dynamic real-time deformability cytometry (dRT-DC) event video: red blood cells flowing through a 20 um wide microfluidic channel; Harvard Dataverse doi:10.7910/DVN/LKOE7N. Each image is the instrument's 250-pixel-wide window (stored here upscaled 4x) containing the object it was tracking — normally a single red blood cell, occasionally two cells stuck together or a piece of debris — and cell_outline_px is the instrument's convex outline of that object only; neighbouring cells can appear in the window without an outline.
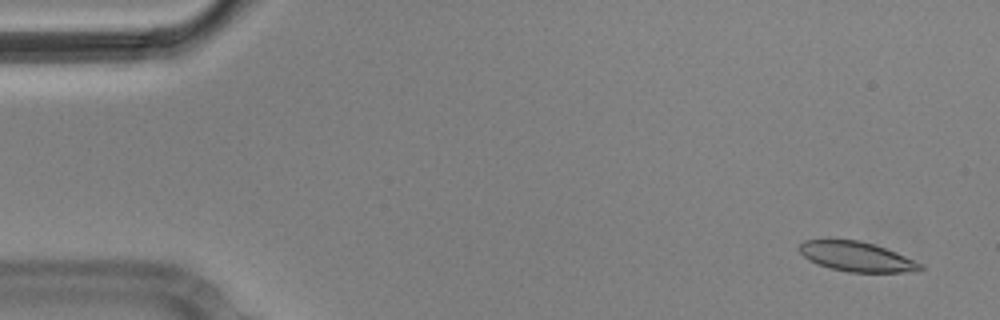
{"species": "Egyptian fruit bat (a non-hibernating species)", "species_latin": "Rousettus aegyptiacus", "temperature_condition": "cold", "stored_images_in_passage": 5, "camera_frame_rate_fps": 3000, "um_per_image_px": 0.085, "animal": {"sex": "male"}, "frame": {"image": 1, "passage_image": 1, "time_ms": 0.0, "image_size_px": [1000, 320], "cell_outline_px": [[924, 268], [904, 272], [848, 272], [816, 264], [808, 260], [796, 248], [804, 240], [860, 240], [896, 252], [924, 264]], "centroid_in_image_um": [72.78, 21.81], "position_along_channel_um": 12.2, "area_um2": 20.81}}
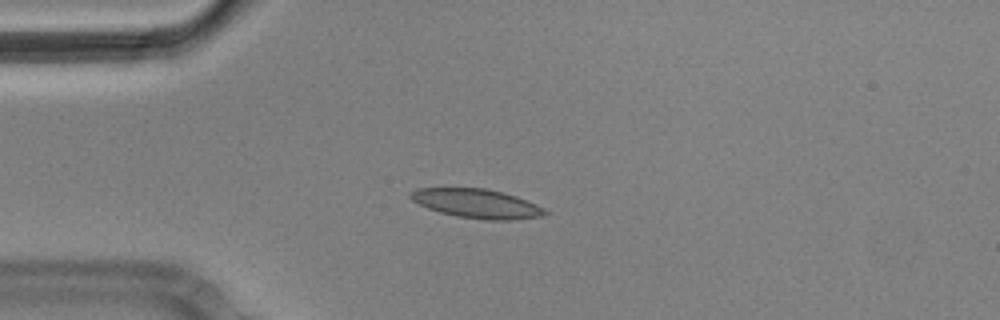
{"frame": {"image": 2, "passage_image": 4, "time_ms": 1.0, "image_size_px": [1000, 320], "cell_outline_px": [[548, 212], [540, 216], [516, 220], [484, 220], [456, 216], [440, 212], [428, 208], [412, 200], [408, 196], [408, 192], [416, 188], [484, 188], [504, 192], [516, 196], [536, 204], [544, 208]], "centroid_in_image_um": [40.51, 17.3], "position_along_channel_um": 44.5, "area_um2": 22.89}}